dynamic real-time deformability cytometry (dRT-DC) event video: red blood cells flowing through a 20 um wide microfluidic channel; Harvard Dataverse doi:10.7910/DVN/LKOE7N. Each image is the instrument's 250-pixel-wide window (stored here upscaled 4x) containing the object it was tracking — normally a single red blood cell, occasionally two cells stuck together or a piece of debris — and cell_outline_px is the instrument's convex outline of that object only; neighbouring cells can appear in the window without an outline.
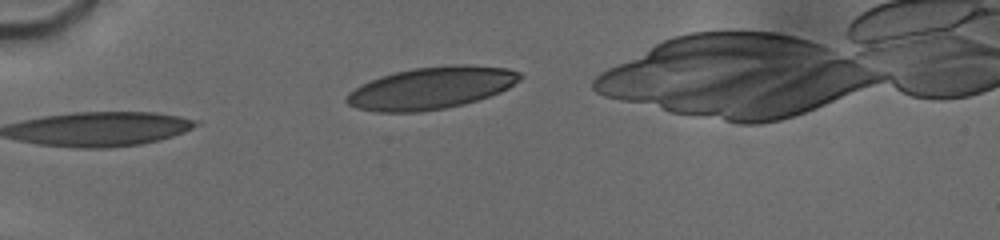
{"species": "human", "species_latin": "Homo sapiens", "temperature_condition": "cold", "stored_images_in_passage": 34, "camera_frame_rate_fps": 3000, "um_per_image_px": 0.085, "donor": {"sex": "male"}, "frame": {"image": 1, "passage_image": 1, "time_ms": 0.0, "image_size_px": [1000, 240], "cell_outline_px": [[524, 76], [520, 80], [508, 88], [500, 92], [464, 104], [444, 108], [420, 112], [376, 112], [356, 108], [348, 104], [344, 100], [348, 92], [360, 84], [380, 76], [412, 68], [456, 64], [468, 64], [508, 68], [520, 72]], "centroid_in_image_um": [36.65, 7.47], "position_along_channel_um": 48.4, "area_um2": 42.77}}
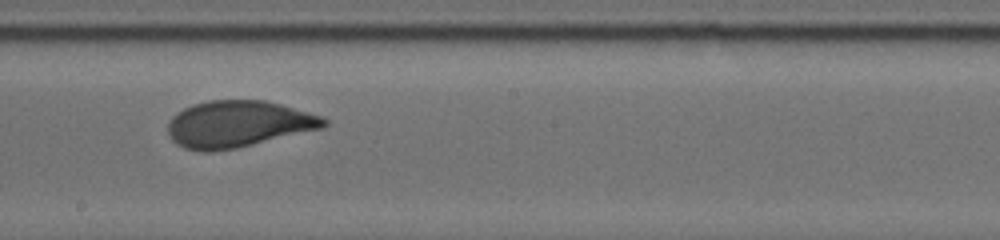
{"frame": {"image": 2, "passage_image": 17, "time_ms": 5.667, "image_size_px": [1000, 240], "cell_outline_px": [[328, 124], [324, 128], [236, 148], [212, 152], [204, 152], [184, 148], [176, 144], [172, 140], [168, 132], [168, 124], [172, 116], [184, 108], [192, 104], [208, 100], [264, 100], [280, 104], [308, 112], [320, 116], [328, 120]], "centroid_in_image_um": [20.23, 10.55], "position_along_channel_um": 228.0, "area_um2": 42.43}}
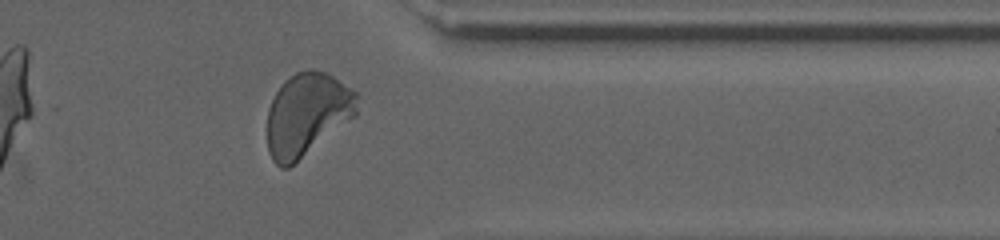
{"frame": {"image": 3, "passage_image": 30, "time_ms": 10.0, "image_size_px": [1000, 240], "cell_outline_px": [[356, 116], [288, 168], [280, 168], [272, 160], [268, 152], [268, 108], [276, 92], [284, 80], [296, 72], [308, 68], [312, 68], [324, 72], [332, 76], [356, 92]], "centroid_in_image_um": [26.08, 9.72], "position_along_channel_um": 385.3, "area_um2": 43.18}, "authors_computed_cell_mechanics": {"area_um2": 42.3963, "velocity_mm_per_s": 3.7433, "shape_relaxation_time_tau1_ms": 3.803, "shape_relaxation_time_tau2_ms": null, "deformation_change_tau1": 0.1553, "deformation_change_tau2": null}}